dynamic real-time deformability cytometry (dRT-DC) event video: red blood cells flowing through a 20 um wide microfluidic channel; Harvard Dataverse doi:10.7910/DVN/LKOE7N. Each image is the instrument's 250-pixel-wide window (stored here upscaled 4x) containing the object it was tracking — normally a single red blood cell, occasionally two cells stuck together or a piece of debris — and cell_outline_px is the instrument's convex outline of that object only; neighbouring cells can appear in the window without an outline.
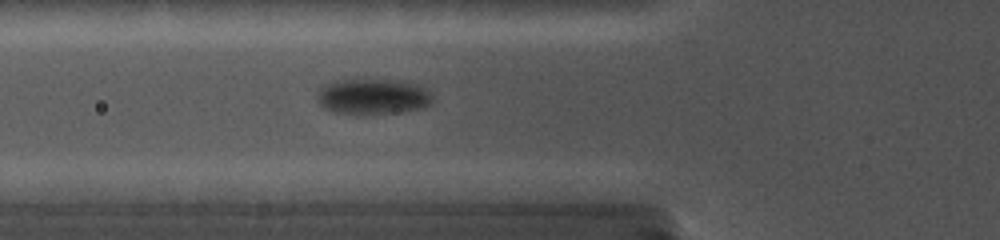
{"species": "common noctule bat (a hibernating species)", "species_latin": "Nyctalus noctula", "temperature_condition": "cold", "stored_images_in_passage": 23, "camera_frame_rate_fps": 5000, "um_per_image_px": 0.085, "animal": {"sex": "female", "body_mass_g": 19.0, "forearm_length_mm": 56.7}, "frame": {"image": 1, "passage_image": 4, "time_ms": 1.4, "image_size_px": [1000, 240], "cell_outline_px": [[432, 104], [424, 108], [360, 116], [352, 116], [332, 112], [324, 108], [316, 100], [316, 92], [324, 84], [332, 80], [368, 76], [404, 80], [420, 84], [432, 96]], "centroid_in_image_um": [31.62, 8.16], "position_along_channel_um": 94.2, "area_um2": 25.78}}
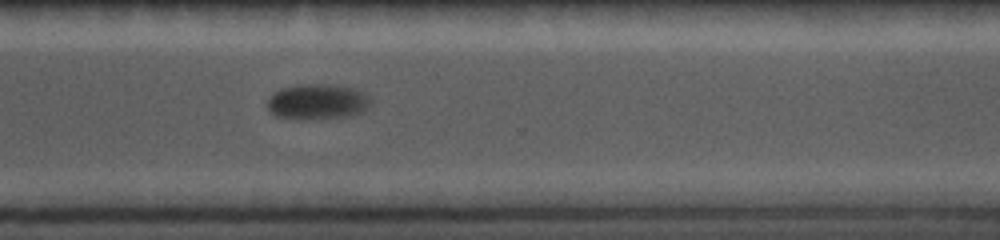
{"frame": {"image": 2, "passage_image": 18, "time_ms": 8.2, "image_size_px": [1000, 240], "cell_outline_px": [[372, 104], [360, 112], [348, 116], [280, 116], [272, 112], [268, 108], [268, 96], [272, 92], [296, 84], [336, 84], [356, 88], [368, 92], [372, 100]], "centroid_in_image_um": [27.07, 8.55], "position_along_channel_um": 343.5, "area_um2": 20.75}}
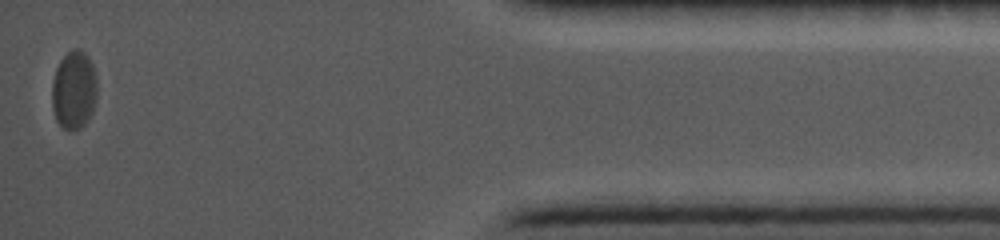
{"frame": {"image": 3, "passage_image": 23, "time_ms": 11.8, "image_size_px": [1000, 240], "cell_outline_px": [[96, 100], [92, 112], [88, 120], [80, 128], [68, 132], [56, 120], [52, 108], [52, 80], [56, 68], [60, 60], [72, 48], [76, 48], [84, 52], [88, 56], [92, 64], [96, 76]], "centroid_in_image_um": [6.27, 7.66], "position_along_channel_um": 428.9, "area_um2": 20.81}}